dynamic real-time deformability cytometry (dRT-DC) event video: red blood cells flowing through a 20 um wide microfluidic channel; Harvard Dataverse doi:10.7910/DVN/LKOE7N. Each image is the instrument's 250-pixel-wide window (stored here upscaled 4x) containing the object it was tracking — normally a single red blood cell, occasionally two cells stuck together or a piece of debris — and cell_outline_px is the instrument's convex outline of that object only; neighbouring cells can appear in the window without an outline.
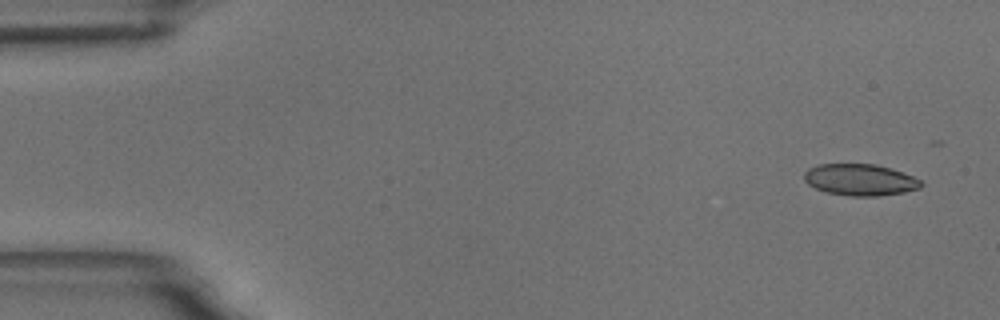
{"species": "common noctule bat (a hibernating species)", "species_latin": "Nyctalus noctula", "temperature_condition": "room temperature", "stored_images_in_passage": 4, "camera_frame_rate_fps": 3000, "um_per_image_px": 0.085, "animal": {"sex": "male", "body_mass_g": 18.8}, "frame": {"image": 1, "passage_image": 1, "time_ms": 0.0, "image_size_px": [1000, 320], "cell_outline_px": [[924, 184], [920, 188], [904, 192], [880, 196], [848, 196], [824, 192], [808, 184], [804, 180], [804, 172], [808, 168], [820, 164], [876, 164], [912, 176], [920, 180]], "centroid_in_image_um": [73.08, 15.29], "position_along_channel_um": 11.9, "area_um2": 21.5}}
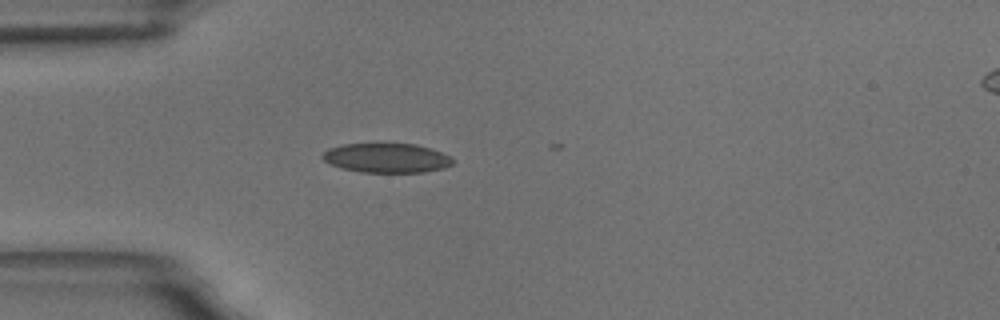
{"frame": {"image": 2, "passage_image": 4, "time_ms": 4.333, "image_size_px": [1000, 320], "cell_outline_px": [[452, 164], [444, 168], [424, 172], [360, 172], [340, 168], [328, 164], [320, 156], [328, 148], [340, 144], [380, 140], [416, 144], [440, 152], [448, 156], [452, 160]], "centroid_in_image_um": [32.75, 13.37], "position_along_channel_um": 52.2, "area_um2": 23.35}}